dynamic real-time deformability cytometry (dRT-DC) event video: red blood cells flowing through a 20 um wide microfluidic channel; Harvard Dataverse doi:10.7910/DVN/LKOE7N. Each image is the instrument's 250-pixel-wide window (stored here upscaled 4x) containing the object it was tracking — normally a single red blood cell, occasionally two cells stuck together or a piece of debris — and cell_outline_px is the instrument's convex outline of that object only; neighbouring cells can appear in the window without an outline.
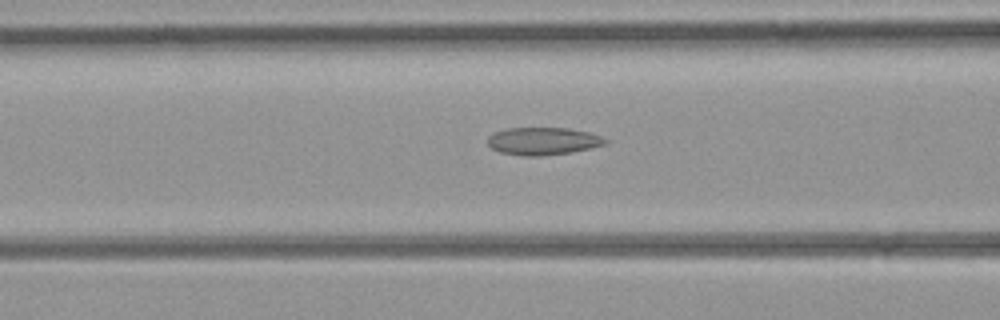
{"species": "common noctule bat (a hibernating species)", "species_latin": "Nyctalus noctula", "temperature_condition": "room temperature", "stored_images_in_passage": 43, "camera_frame_rate_fps": 3000, "um_per_image_px": 0.085, "animal": {"sex": "female", "body_mass_g": 21.9}, "frame": {"image": 1, "passage_image": 17, "time_ms": 5.333, "image_size_px": [1000, 320], "cell_outline_px": [[608, 144], [592, 148], [572, 152], [540, 156], [524, 156], [500, 152], [492, 148], [488, 144], [488, 136], [492, 132], [508, 128], [568, 128], [588, 132], [600, 136], [608, 140]], "centroid_in_image_um": [46.16, 11.99], "position_along_channel_um": 120.4, "area_um2": 19.02}}
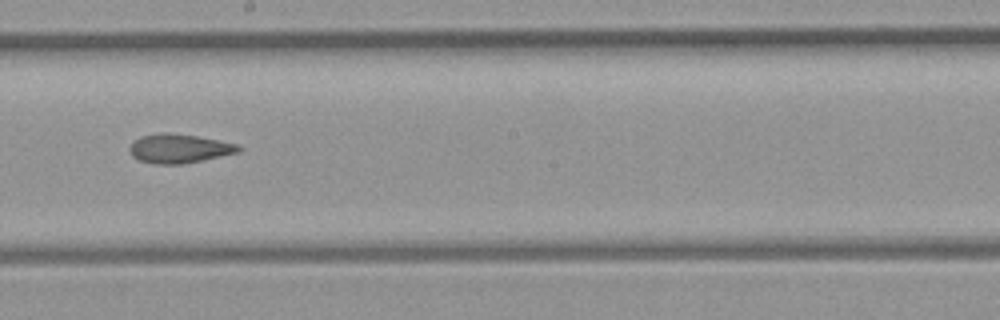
{"frame": {"image": 2, "passage_image": 24, "time_ms": 7.667, "image_size_px": [1000, 320], "cell_outline_px": [[244, 148], [240, 152], [184, 164], [156, 164], [136, 160], [132, 156], [128, 148], [140, 136], [160, 132], [168, 132], [196, 136], [236, 144]], "centroid_in_image_um": [15.21, 12.63], "position_along_channel_um": 233.0, "area_um2": 18.5}}
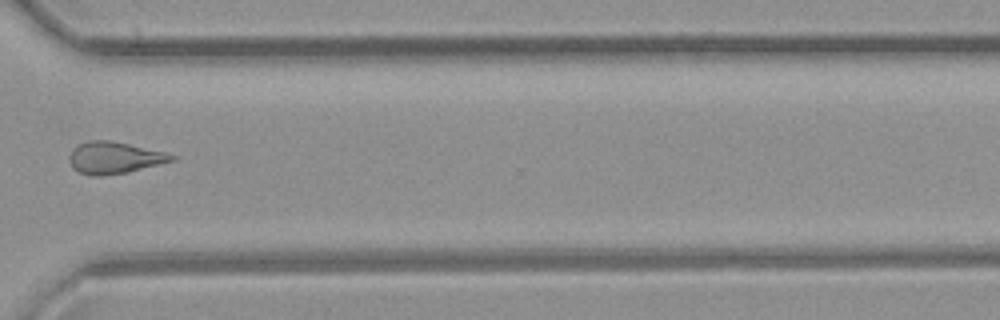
{"frame": {"image": 3, "passage_image": 32, "time_ms": 10.333, "image_size_px": [1000, 320], "cell_outline_px": [[176, 160], [128, 172], [100, 176], [92, 176], [80, 172], [72, 168], [68, 160], [68, 156], [72, 148], [76, 144], [88, 140], [108, 140], [128, 144], [164, 152], [176, 156]], "centroid_in_image_um": [9.66, 13.4], "position_along_channel_um": 360.9, "area_um2": 19.07}}